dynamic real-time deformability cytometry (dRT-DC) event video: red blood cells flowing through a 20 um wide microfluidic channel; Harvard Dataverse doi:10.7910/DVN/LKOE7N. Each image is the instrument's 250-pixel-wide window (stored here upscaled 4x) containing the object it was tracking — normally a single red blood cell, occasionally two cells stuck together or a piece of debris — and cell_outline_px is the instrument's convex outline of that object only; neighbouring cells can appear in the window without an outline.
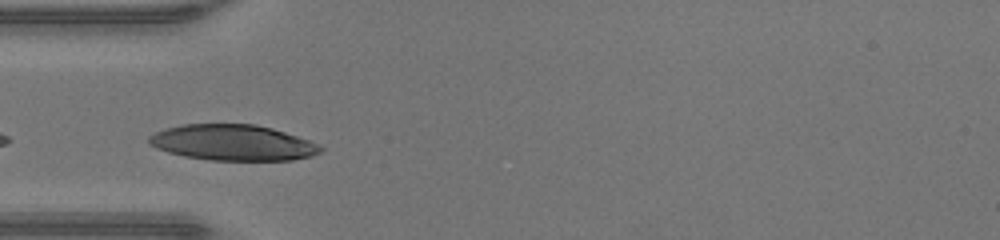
{"species": "human", "species_latin": "Homo sapiens", "temperature_condition": "warm", "stored_images_in_passage": 6, "camera_frame_rate_fps": 3000, "um_per_image_px": 0.085, "donor": {"sex": "male"}, "frame": {"image": 1, "passage_image": 1, "time_ms": 0.0, "image_size_px": [1000, 240], "cell_outline_px": [[324, 148], [320, 152], [312, 156], [292, 160], [208, 160], [184, 156], [168, 152], [156, 148], [148, 144], [148, 136], [164, 128], [180, 124], [256, 124], [272, 128], [308, 140]], "centroid_in_image_um": [19.74, 12.12], "position_along_channel_um": 65.3, "area_um2": 35.84}}
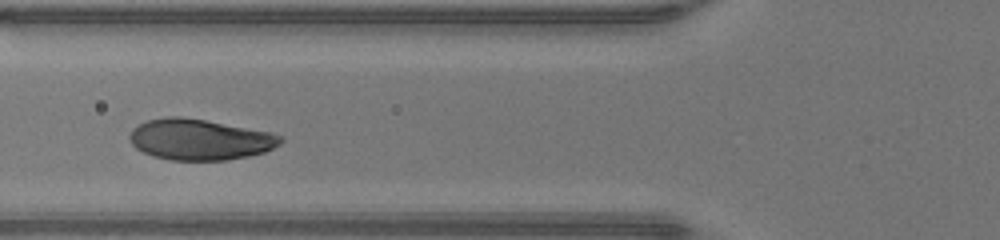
{"frame": {"image": 2, "passage_image": 4, "time_ms": 1.0, "image_size_px": [1000, 240], "cell_outline_px": [[284, 140], [280, 144], [264, 152], [248, 156], [228, 160], [172, 160], [152, 156], [136, 148], [128, 140], [128, 136], [132, 128], [148, 120], [168, 116], [180, 116], [204, 120], [272, 132], [280, 136]], "centroid_in_image_um": [16.96, 11.86], "position_along_channel_um": 108.8, "area_um2": 35.95}}